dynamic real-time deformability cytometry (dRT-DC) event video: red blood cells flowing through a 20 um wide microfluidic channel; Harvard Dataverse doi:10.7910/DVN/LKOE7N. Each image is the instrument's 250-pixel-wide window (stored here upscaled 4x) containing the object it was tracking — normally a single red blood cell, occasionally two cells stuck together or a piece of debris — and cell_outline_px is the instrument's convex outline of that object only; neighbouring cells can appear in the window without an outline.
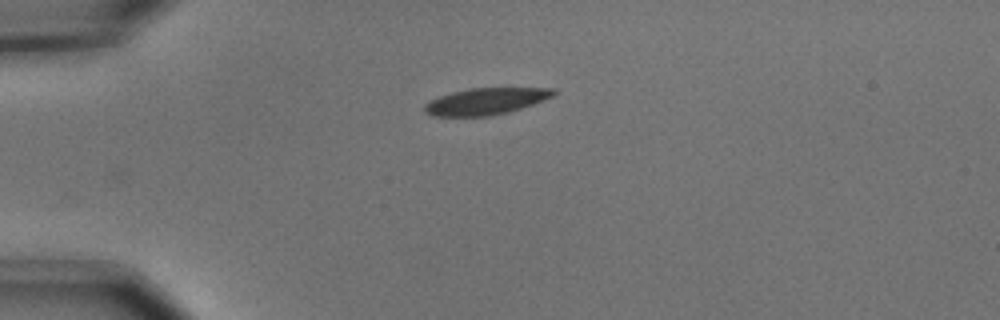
{"species": "common noctule bat (a hibernating species)", "species_latin": "Nyctalus noctula", "temperature_condition": "cold", "stored_images_in_passage": 5, "camera_frame_rate_fps": 3000, "um_per_image_px": 0.085, "animal": {"sex": "male", "body_mass_g": 15.6}, "frame": {"image": 1, "passage_image": 5, "time_ms": 1.333, "image_size_px": [1000, 320], "cell_outline_px": [[556, 96], [508, 112], [488, 116], [432, 116], [424, 112], [424, 104], [428, 100], [452, 92], [468, 88], [556, 88]], "centroid_in_image_um": [41.28, 8.6], "position_along_channel_um": 43.7, "area_um2": 20.11}}